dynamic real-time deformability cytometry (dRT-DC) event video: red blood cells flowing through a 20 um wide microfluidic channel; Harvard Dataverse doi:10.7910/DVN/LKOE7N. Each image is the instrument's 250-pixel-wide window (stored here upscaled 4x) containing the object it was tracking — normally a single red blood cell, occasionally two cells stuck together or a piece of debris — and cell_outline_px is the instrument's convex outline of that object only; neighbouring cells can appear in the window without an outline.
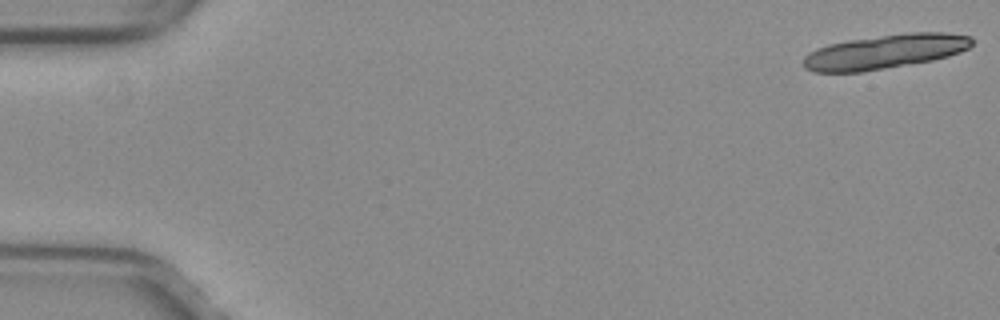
{"species": "common noctule bat (a hibernating species)", "species_latin": "Nyctalus noctula", "temperature_condition": "warm", "stored_images_in_passage": 19, "camera_frame_rate_fps": 3000, "um_per_image_px": 0.085, "animal": {"sex": "female", "body_mass_g": 29.2, "forearm_length_mm": 56.3}, "frame": {"image": 1, "passage_image": 1, "time_ms": 0.0, "image_size_px": [1000, 320], "cell_outline_px": [[972, 44], [968, 48], [960, 52], [948, 56], [932, 60], [860, 72], [812, 72], [804, 68], [804, 56], [816, 48], [828, 44], [848, 40], [908, 32], [944, 32], [972, 36]], "centroid_in_image_um": [75.21, 4.38], "position_along_channel_um": 9.8, "area_um2": 33.58}}